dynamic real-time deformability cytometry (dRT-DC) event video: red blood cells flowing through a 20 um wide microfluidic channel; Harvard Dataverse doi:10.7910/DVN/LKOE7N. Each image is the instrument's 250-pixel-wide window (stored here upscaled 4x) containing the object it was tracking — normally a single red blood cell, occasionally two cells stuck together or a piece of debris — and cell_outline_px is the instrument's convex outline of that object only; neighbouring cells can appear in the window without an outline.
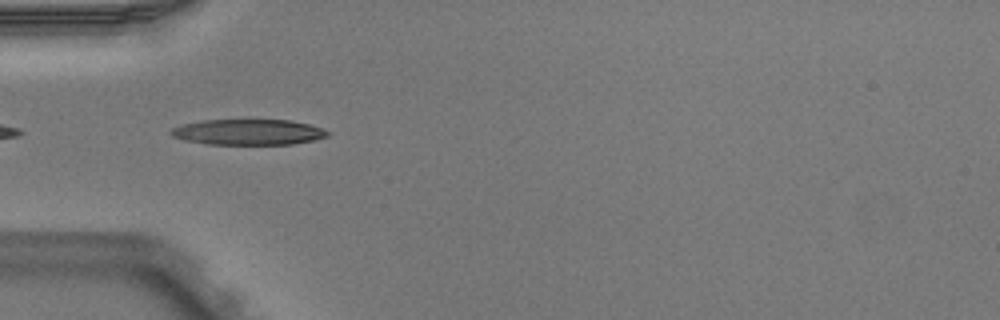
{"species": "Egyptian fruit bat (a non-hibernating species)", "species_latin": "Rousettus aegyptiacus", "temperature_condition": "warm", "stored_images_in_passage": 6, "camera_frame_rate_fps": 3000, "um_per_image_px": 0.085, "animal": {"sex": "male"}, "frame": {"image": 1, "passage_image": 4, "time_ms": 1.0, "image_size_px": [1000, 320], "cell_outline_px": [[332, 132], [328, 136], [316, 140], [292, 144], [208, 144], [184, 140], [172, 136], [168, 132], [172, 128], [180, 124], [200, 120], [288, 120], [308, 124]], "centroid_in_image_um": [21.08, 11.22], "position_along_channel_um": 63.9, "area_um2": 23.52}}
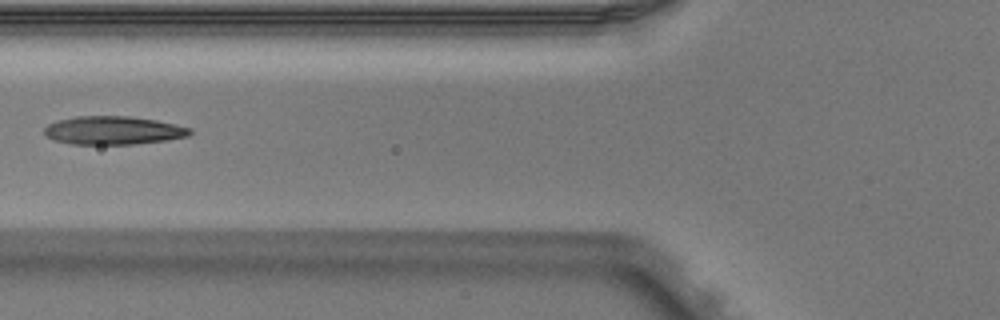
{"frame": {"image": 2, "passage_image": 5, "time_ms": 1.333, "image_size_px": [1000, 320], "cell_outline_px": [[192, 132], [188, 136], [168, 140], [136, 144], [72, 144], [56, 140], [48, 136], [44, 132], [44, 128], [48, 124], [56, 120], [76, 116], [128, 116], [156, 120], [176, 124], [192, 128]], "centroid_in_image_um": [9.66, 11.08], "position_along_channel_um": 116.1, "area_um2": 24.1}}
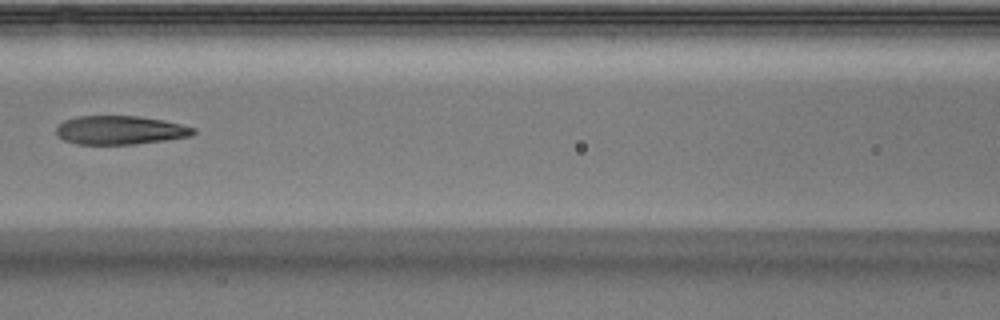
{"frame": {"image": 3, "passage_image": 6, "time_ms": 1.667, "image_size_px": [1000, 320], "cell_outline_px": [[196, 132], [192, 136], [164, 140], [132, 144], [76, 144], [64, 140], [56, 132], [56, 128], [64, 120], [80, 116], [140, 116], [164, 120], [196, 128]], "centroid_in_image_um": [10.23, 11.06], "position_along_channel_um": 156.4, "area_um2": 22.83}}